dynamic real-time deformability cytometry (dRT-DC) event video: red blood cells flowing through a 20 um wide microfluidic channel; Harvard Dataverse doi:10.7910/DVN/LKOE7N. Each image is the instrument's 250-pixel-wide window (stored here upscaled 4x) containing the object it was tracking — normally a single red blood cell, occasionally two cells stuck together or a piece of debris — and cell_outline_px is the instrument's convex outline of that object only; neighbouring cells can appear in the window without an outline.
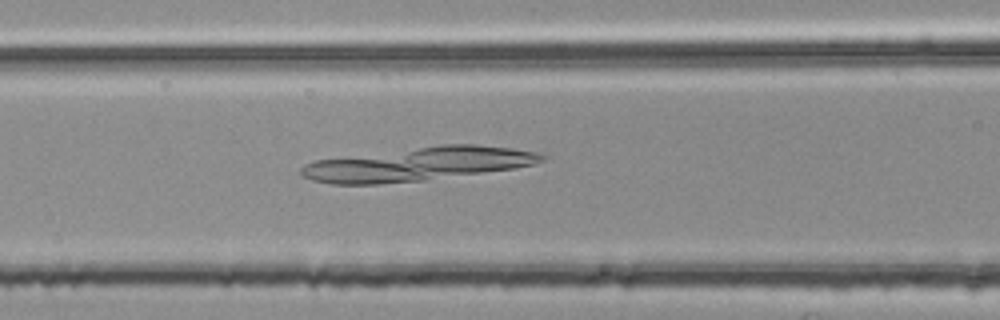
{"species": "common noctule bat (a hibernating species)", "species_latin": "Nyctalus noctula", "temperature_condition": "room temperature", "stored_images_in_passage": 53, "camera_frame_rate_fps": 3000, "um_per_image_px": 0.085, "animal": {"sex": "female", "body_mass_g": 25.1}, "frame": {"image": 1, "passage_image": 22, "time_ms": 7.0, "image_size_px": [1000, 320], "cell_outline_px": [[544, 160], [532, 164], [516, 168], [424, 180], [380, 184], [332, 184], [312, 180], [300, 176], [300, 168], [304, 164], [316, 160], [440, 144], [476, 144], [512, 148], [536, 152], [544, 156]], "centroid_in_image_um": [35.48, 13.94], "position_along_channel_um": 131.1, "area_um2": 46.93}}
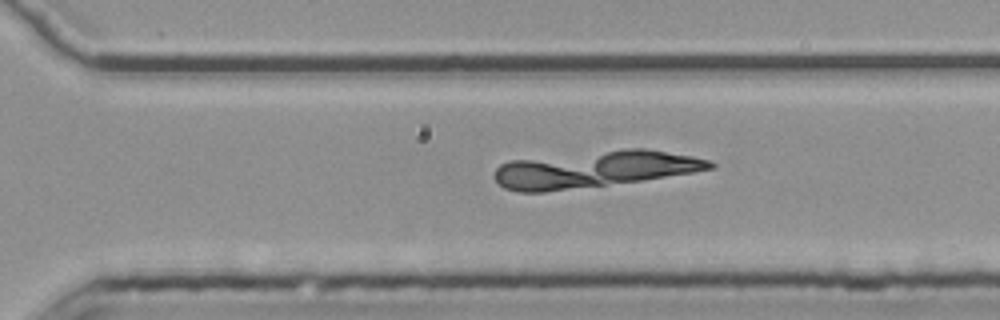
{"frame": {"image": 2, "passage_image": 37, "time_ms": 12.0, "image_size_px": [1000, 320], "cell_outline_px": [[716, 168], [692, 172], [640, 180], [544, 192], [520, 192], [504, 188], [496, 180], [496, 168], [500, 164], [508, 160], [624, 148], [644, 148], [692, 156], [708, 160], [716, 164]], "centroid_in_image_um": [50.5, 14.37], "position_along_channel_um": 320.1, "area_um2": 45.55}}
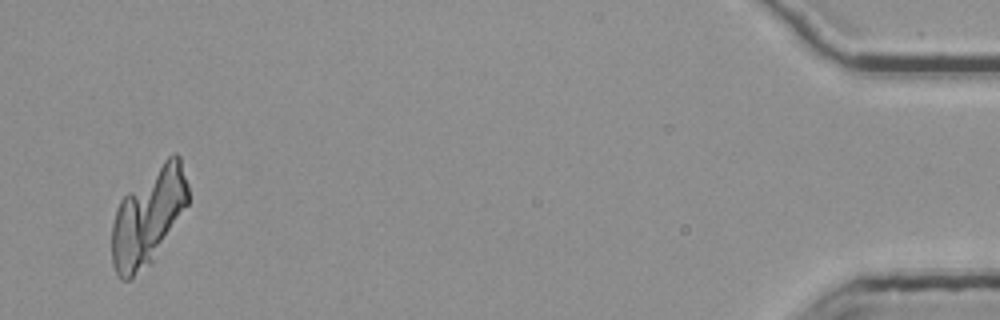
{"frame": {"image": 3, "passage_image": 52, "time_ms": 17.0, "image_size_px": [1000, 320], "cell_outline_px": [[188, 204], [152, 264], [128, 280], [120, 280], [112, 264], [112, 224], [116, 208], [120, 200], [128, 192], [172, 152], [176, 152], [180, 156], [188, 184]], "centroid_in_image_um": [12.61, 18.45], "position_along_channel_um": 422.6, "area_um2": 43.12}}